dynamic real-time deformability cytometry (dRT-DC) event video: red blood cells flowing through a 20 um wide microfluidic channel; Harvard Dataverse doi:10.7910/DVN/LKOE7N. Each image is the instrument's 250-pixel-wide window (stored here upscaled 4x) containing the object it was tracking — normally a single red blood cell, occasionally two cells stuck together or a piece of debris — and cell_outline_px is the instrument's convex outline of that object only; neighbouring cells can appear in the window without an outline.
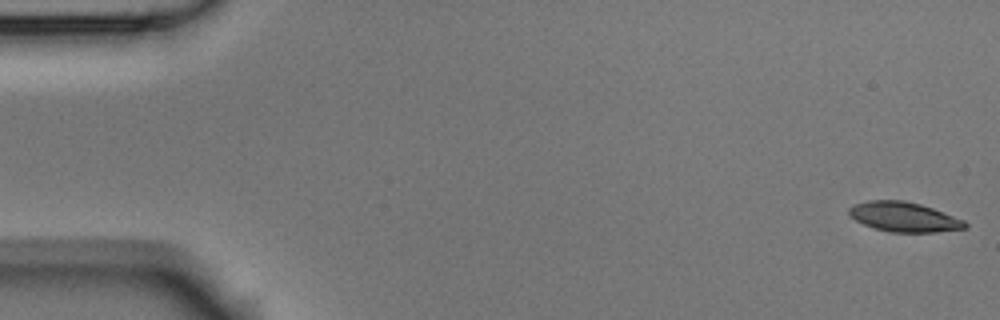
{"species": "Egyptian fruit bat (a non-hibernating species)", "species_latin": "Rousettus aegyptiacus", "temperature_condition": "room temperature", "stored_images_in_passage": 53, "camera_frame_rate_fps": 3000, "um_per_image_px": 0.085, "animal": {"sex": "male"}, "frame": {"image": 1, "passage_image": 1, "time_ms": 0.0, "image_size_px": [1000, 320], "cell_outline_px": [[968, 228], [936, 232], [892, 232], [876, 228], [864, 224], [856, 220], [848, 212], [848, 208], [852, 204], [868, 200], [904, 200], [920, 204], [932, 208], [964, 220], [968, 224]], "centroid_in_image_um": [76.84, 18.43], "position_along_channel_um": 8.2, "area_um2": 20.0}}
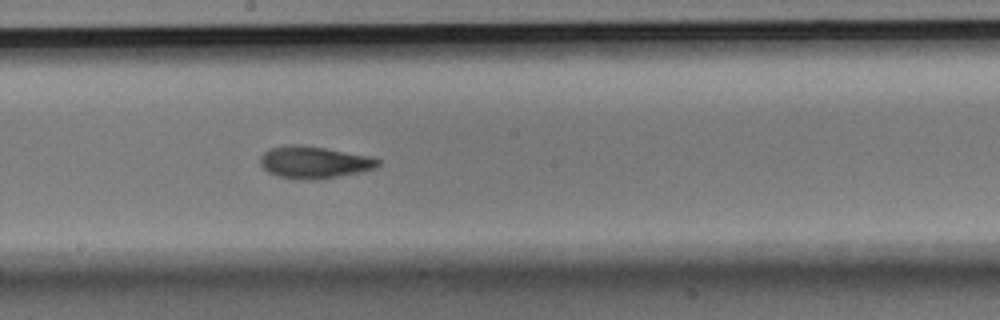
{"frame": {"image": 2, "passage_image": 29, "time_ms": 9.333, "image_size_px": [1000, 320], "cell_outline_px": [[380, 164], [376, 168], [360, 172], [316, 180], [300, 180], [280, 176], [268, 172], [260, 164], [260, 156], [268, 148], [292, 144], [300, 144], [372, 156], [380, 160]], "centroid_in_image_um": [26.7, 13.79], "position_along_channel_um": 221.5, "area_um2": 22.14}}
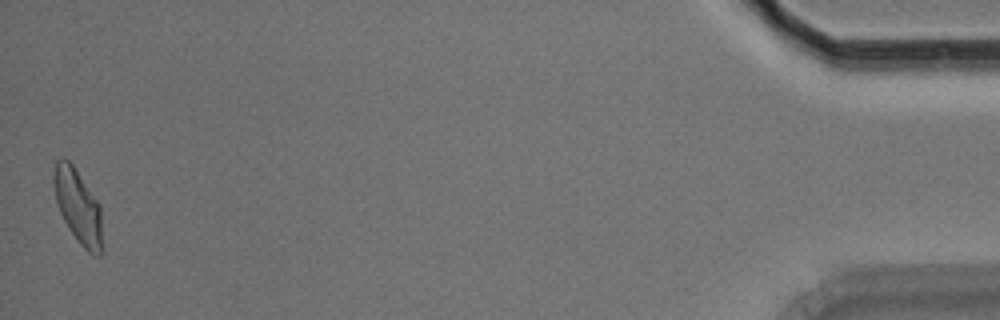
{"frame": {"image": 3, "passage_image": 53, "time_ms": 17.333, "image_size_px": [1000, 320], "cell_outline_px": [[100, 256], [96, 256], [88, 252], [80, 244], [64, 220], [60, 212], [56, 200], [52, 180], [52, 176], [56, 160], [68, 160], [72, 164], [100, 204]], "centroid_in_image_um": [6.6, 17.5], "position_along_channel_um": 428.6, "area_um2": 20.29}, "authors_computed_cell_mechanics": {"area_um2": 20.6924, "velocity_mm_per_s": 3.7475, "shape_relaxation_time_tau1_ms": 3.5222, "shape_relaxation_time_tau2_ms": 1.8771, "deformation_change_tau1": 0.1597, "deformation_change_tau2": 0.0894}}